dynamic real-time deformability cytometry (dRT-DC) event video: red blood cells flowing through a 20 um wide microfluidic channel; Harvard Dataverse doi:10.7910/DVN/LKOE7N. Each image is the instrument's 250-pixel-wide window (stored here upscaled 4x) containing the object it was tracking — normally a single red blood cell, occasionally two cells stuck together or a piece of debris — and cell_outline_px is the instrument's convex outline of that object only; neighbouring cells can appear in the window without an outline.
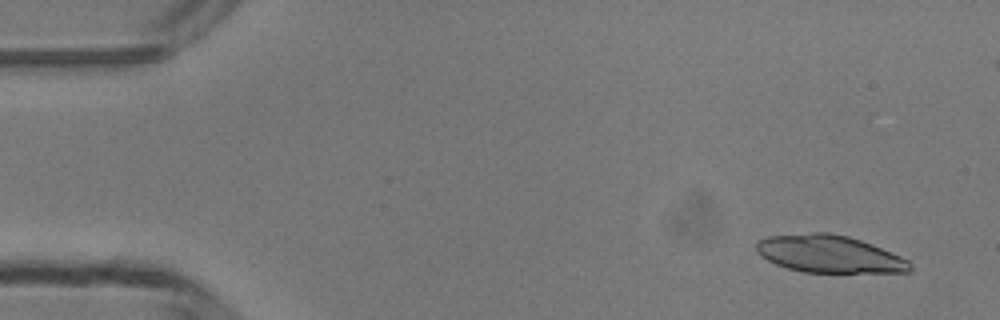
{"species": "common noctule bat (a hibernating species)", "species_latin": "Nyctalus noctula", "temperature_condition": "room temperature", "stored_images_in_passage": 49, "camera_frame_rate_fps": 3000, "um_per_image_px": 0.085, "animal": {"sex": "male", "body_mass_g": 13.3}, "frame": {"image": 1, "passage_image": 3, "time_ms": 0.667, "image_size_px": [1000, 320], "cell_outline_px": [[912, 268], [908, 272], [800, 272], [776, 264], [760, 256], [756, 252], [756, 244], [760, 240], [768, 236], [812, 232], [828, 232], [848, 236], [872, 244], [900, 256], [908, 260], [912, 264]], "centroid_in_image_um": [70.47, 21.58], "position_along_channel_um": 14.5, "area_um2": 33.47}}